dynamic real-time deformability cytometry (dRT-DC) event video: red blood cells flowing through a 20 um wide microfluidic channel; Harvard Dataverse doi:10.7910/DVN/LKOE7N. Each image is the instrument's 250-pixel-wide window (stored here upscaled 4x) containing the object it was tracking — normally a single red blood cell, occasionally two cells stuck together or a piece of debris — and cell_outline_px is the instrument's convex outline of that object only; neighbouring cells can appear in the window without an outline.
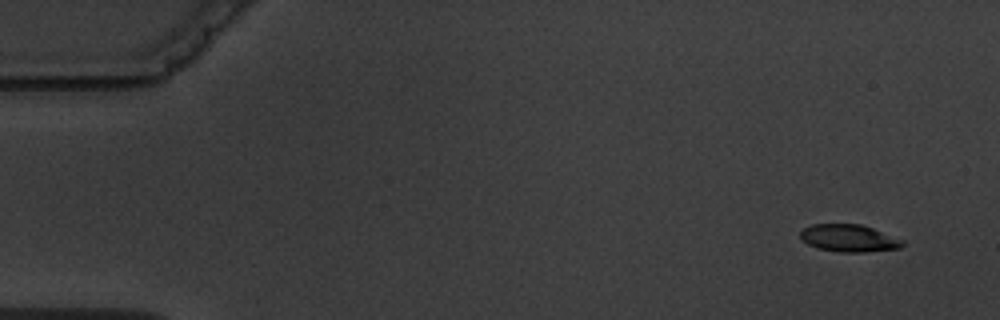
{"species": "common noctule bat (a hibernating species)", "species_latin": "Nyctalus noctula", "temperature_condition": "warm", "stored_images_in_passage": 5, "camera_frame_rate_fps": 3000, "um_per_image_px": 0.085, "animal": {"sex": "male", "body_mass_g": 19.5, "forearm_length_mm": 54.6}, "frame": {"image": 1, "passage_image": 1, "time_ms": 0.0, "image_size_px": [1000, 320], "cell_outline_px": [[904, 244], [900, 248], [864, 252], [840, 252], [816, 248], [800, 240], [800, 232], [804, 228], [812, 224], [860, 224], [872, 228], [904, 240]], "centroid_in_image_um": [72.13, 20.25], "position_along_channel_um": 12.9, "area_um2": 16.3}}
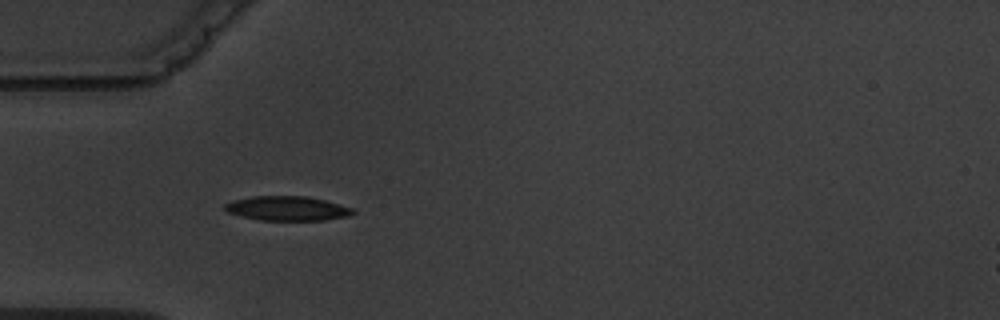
{"frame": {"image": 2, "passage_image": 4, "time_ms": 4.667, "image_size_px": [1000, 320], "cell_outline_px": [[356, 212], [348, 216], [324, 220], [260, 220], [240, 216], [228, 212], [224, 208], [224, 204], [236, 200], [252, 196], [308, 196], [324, 200], [352, 208]], "centroid_in_image_um": [24.42, 17.72], "position_along_channel_um": 60.6, "area_um2": 18.09}}
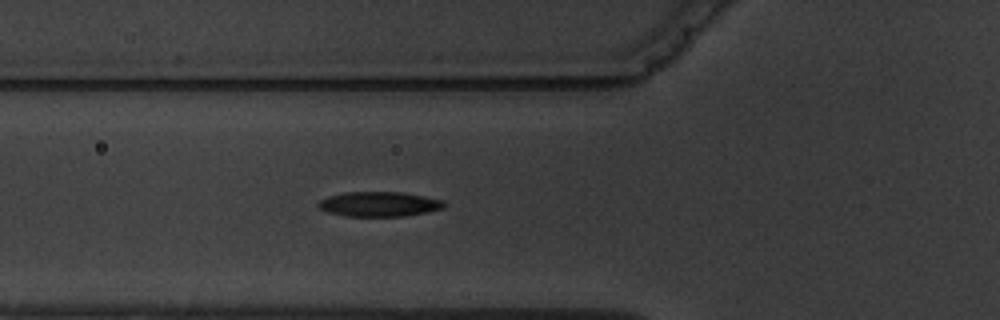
{"frame": {"image": 3, "passage_image": 5, "time_ms": 5.667, "image_size_px": [1000, 320], "cell_outline_px": [[448, 204], [444, 208], [428, 212], [404, 216], [344, 216], [328, 212], [320, 208], [316, 204], [320, 200], [328, 196], [344, 192], [404, 192], [444, 200]], "centroid_in_image_um": [32.26, 17.34], "position_along_channel_um": 93.5, "area_um2": 18.38}}